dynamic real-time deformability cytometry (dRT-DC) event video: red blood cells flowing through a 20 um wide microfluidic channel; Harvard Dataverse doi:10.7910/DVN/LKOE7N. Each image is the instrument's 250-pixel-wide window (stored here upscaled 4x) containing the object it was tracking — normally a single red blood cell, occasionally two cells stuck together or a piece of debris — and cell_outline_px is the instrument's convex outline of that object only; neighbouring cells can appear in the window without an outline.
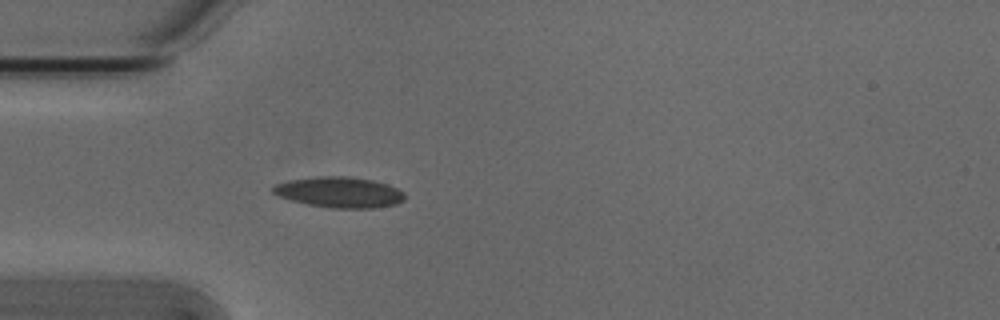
{"species": "Egyptian fruit bat (a non-hibernating species)", "species_latin": "Rousettus aegyptiacus", "temperature_condition": "cold", "stored_images_in_passage": 5, "camera_frame_rate_fps": 3000, "um_per_image_px": 0.085, "animal": {"sex": "male"}, "frame": {"image": 1, "passage_image": 5, "time_ms": 1.333, "image_size_px": [1000, 320], "cell_outline_px": [[404, 200], [396, 204], [376, 208], [328, 208], [308, 204], [292, 200], [280, 196], [272, 192], [272, 188], [276, 184], [288, 180], [320, 176], [348, 176], [372, 180], [388, 184], [404, 192]], "centroid_in_image_um": [28.87, 16.34], "position_along_channel_um": 56.1, "area_um2": 23.52}}